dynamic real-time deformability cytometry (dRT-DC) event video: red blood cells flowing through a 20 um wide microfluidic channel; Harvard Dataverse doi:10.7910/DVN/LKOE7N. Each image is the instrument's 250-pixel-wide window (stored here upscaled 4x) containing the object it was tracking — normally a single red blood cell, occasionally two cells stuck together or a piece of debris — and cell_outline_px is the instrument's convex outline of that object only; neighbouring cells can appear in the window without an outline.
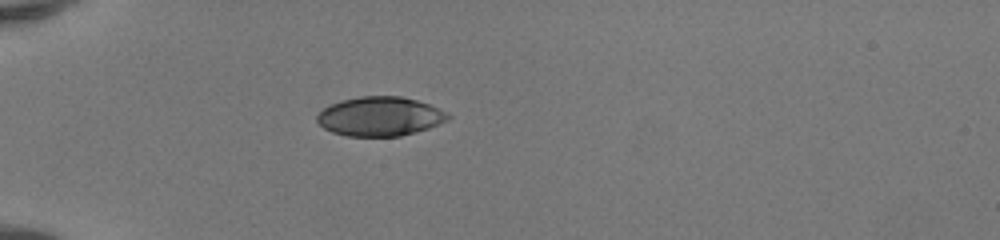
{"species": "human", "species_latin": "Homo sapiens", "temperature_condition": "room temperature", "stored_images_in_passage": 35, "camera_frame_rate_fps": 3000, "um_per_image_px": 0.085, "donor": {"sex": "female"}, "frame": {"image": 1, "passage_image": 1, "time_ms": 0.0, "image_size_px": [1000, 240], "cell_outline_px": [[452, 116], [448, 120], [440, 124], [416, 132], [400, 136], [348, 136], [332, 132], [324, 128], [316, 120], [316, 116], [324, 108], [340, 100], [360, 96], [400, 96], [416, 100], [428, 104], [448, 112]], "centroid_in_image_um": [32.31, 9.89], "position_along_channel_um": 52.7, "area_um2": 29.94}}
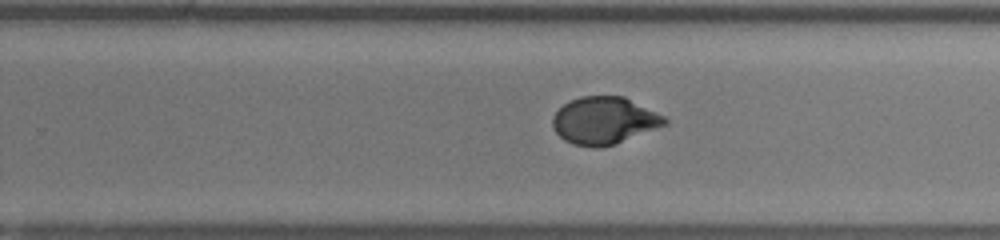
{"frame": {"image": 2, "passage_image": 19, "time_ms": 6.0, "image_size_px": [1000, 240], "cell_outline_px": [[668, 124], [616, 144], [596, 148], [572, 144], [564, 140], [552, 128], [552, 116], [564, 104], [580, 96], [624, 96], [664, 116], [668, 120]], "centroid_in_image_um": [51.35, 10.26], "position_along_channel_um": 278.4, "area_um2": 30.92}}
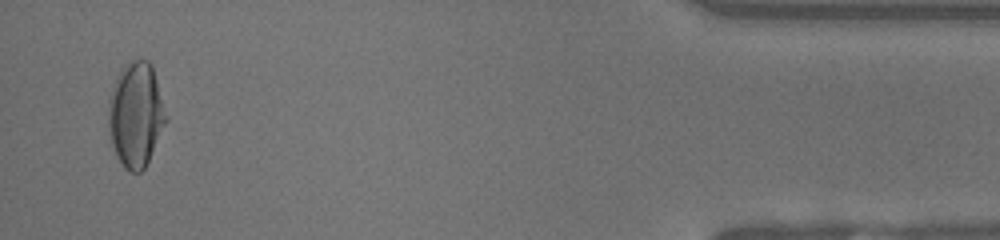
{"frame": {"image": 3, "passage_image": 34, "time_ms": 11.0, "image_size_px": [1000, 240], "cell_outline_px": [[168, 120], [144, 168], [140, 172], [132, 172], [124, 168], [112, 144], [108, 124], [108, 100], [112, 88], [124, 64], [132, 60], [148, 60], [152, 64], [168, 116]], "centroid_in_image_um": [11.56, 9.71], "position_along_channel_um": 423.6, "area_um2": 35.03}, "authors_computed_cell_mechanics": {"area_um2": 31.3276, "velocity_mm_per_s": 4.1655, "shape_relaxation_time_tau1_ms": 3.8226, "shape_relaxation_time_tau2_ms": null, "deformation_change_tau1": 0.1926, "deformation_change_tau2": null}}